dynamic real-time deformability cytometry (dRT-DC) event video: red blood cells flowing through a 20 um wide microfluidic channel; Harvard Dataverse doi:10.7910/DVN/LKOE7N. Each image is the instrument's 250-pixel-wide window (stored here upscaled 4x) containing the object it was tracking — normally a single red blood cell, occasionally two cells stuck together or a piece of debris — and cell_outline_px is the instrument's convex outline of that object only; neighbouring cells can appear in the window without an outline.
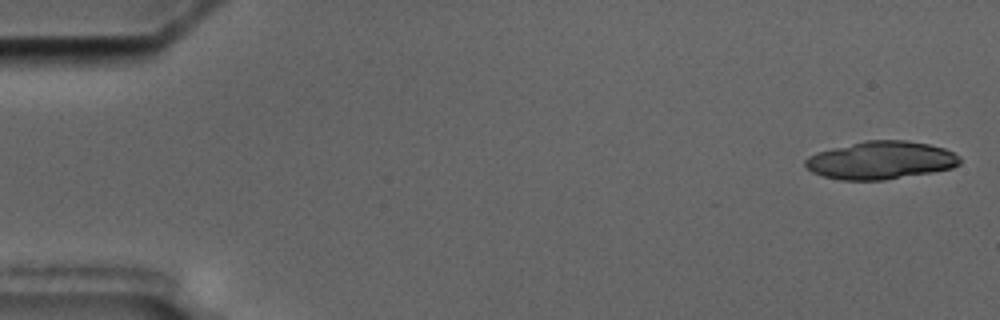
{"species": "common noctule bat (a hibernating species)", "species_latin": "Nyctalus noctula", "temperature_condition": "cold", "stored_images_in_passage": 4, "camera_frame_rate_fps": 3000, "um_per_image_px": 0.085, "animal": {"sex": "male", "body_mass_g": 17.5, "forearm_length_mm": 52.3}, "frame": {"image": 1, "passage_image": 1, "time_ms": 0.0, "image_size_px": [1000, 320], "cell_outline_px": [[960, 164], [952, 168], [932, 172], [884, 180], [840, 180], [824, 176], [812, 172], [804, 164], [804, 160], [808, 156], [816, 152], [864, 140], [908, 140], [928, 144], [944, 148], [960, 156]], "centroid_in_image_um": [74.86, 13.62], "position_along_channel_um": 10.1, "area_um2": 34.22}}